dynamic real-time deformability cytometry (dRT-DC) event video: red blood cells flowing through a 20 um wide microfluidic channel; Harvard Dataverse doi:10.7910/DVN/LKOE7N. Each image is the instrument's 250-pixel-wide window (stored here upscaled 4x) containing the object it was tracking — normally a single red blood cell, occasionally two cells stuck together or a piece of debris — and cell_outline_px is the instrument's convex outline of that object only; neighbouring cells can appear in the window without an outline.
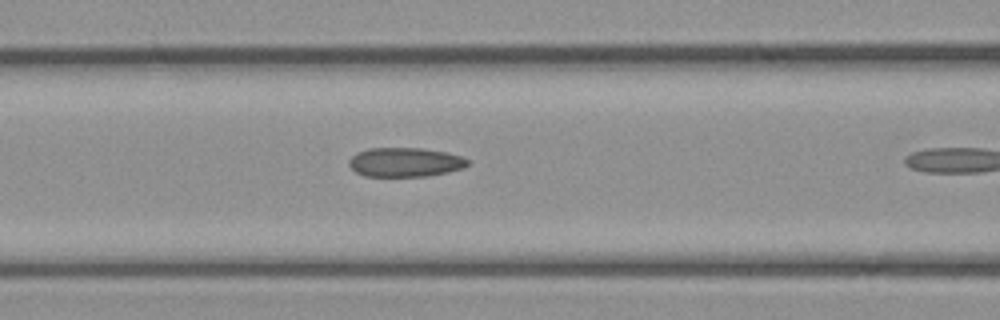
{"species": "common noctule bat (a hibernating species)", "species_latin": "Nyctalus noctula", "temperature_condition": "cold", "stored_images_in_passage": 10, "camera_frame_rate_fps": 3000, "um_per_image_px": 0.085, "animal": {"sex": "female", "body_mass_g": 21.9}, "frame": {"image": 1, "passage_image": 9, "time_ms": 2.667, "image_size_px": [1000, 320], "cell_outline_px": [[468, 164], [464, 168], [448, 172], [428, 176], [364, 176], [356, 172], [348, 164], [348, 160], [356, 152], [368, 148], [424, 148], [448, 152], [460, 156], [468, 160]], "centroid_in_image_um": [34.42, 13.78], "position_along_channel_um": 132.2, "area_um2": 20.35}}